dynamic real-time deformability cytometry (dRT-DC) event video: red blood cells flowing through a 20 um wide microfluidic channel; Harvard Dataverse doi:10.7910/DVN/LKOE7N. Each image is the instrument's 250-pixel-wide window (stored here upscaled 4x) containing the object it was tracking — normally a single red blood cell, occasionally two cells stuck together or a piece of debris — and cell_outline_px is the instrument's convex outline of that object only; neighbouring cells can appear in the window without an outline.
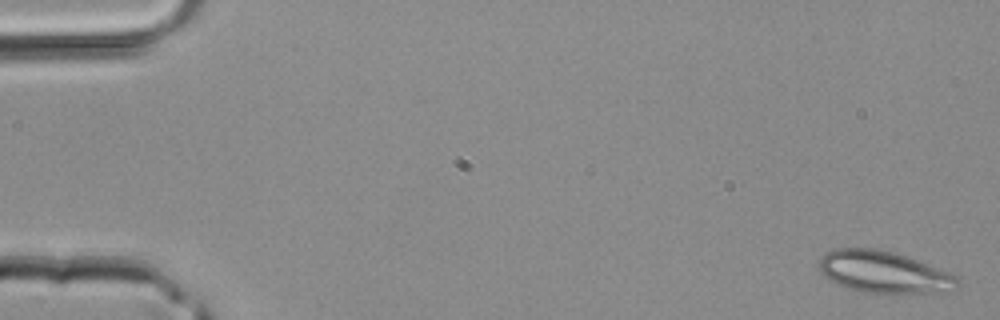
{"species": "common noctule bat (a hibernating species)", "species_latin": "Nyctalus noctula", "temperature_condition": "room temperature", "stored_images_in_passage": 42, "camera_frame_rate_fps": 3000, "um_per_image_px": 0.085, "animal": {"sex": "male", "body_mass_g": 20.4}, "frame": {"image": 1, "passage_image": 1, "time_ms": 0.0, "image_size_px": [1000, 320], "cell_outline_px": [[960, 284], [956, 288], [932, 296], [864, 292], [848, 288], [836, 284], [824, 276], [820, 272], [820, 256], [824, 252], [832, 248], [880, 248], [896, 252], [908, 256], [948, 272], [956, 276], [960, 280]], "centroid_in_image_um": [75.18, 23.15], "position_along_channel_um": 9.8, "area_um2": 34.97}}
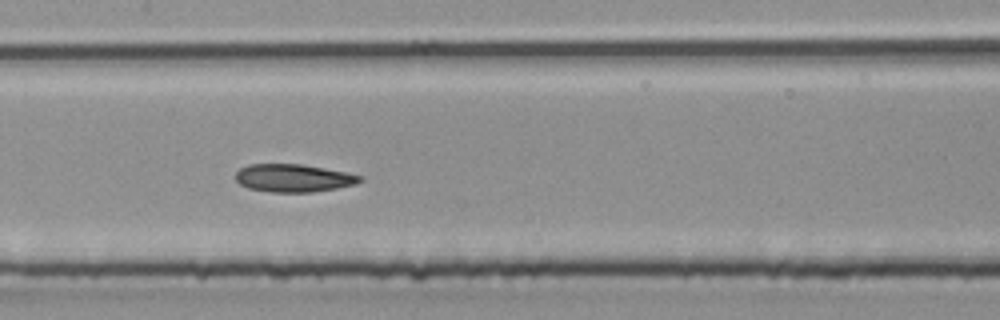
{"frame": {"image": 2, "passage_image": 21, "time_ms": 6.667, "image_size_px": [1000, 320], "cell_outline_px": [[364, 180], [356, 184], [336, 188], [312, 192], [272, 192], [248, 188], [240, 184], [236, 180], [236, 172], [240, 168], [248, 164], [300, 164], [348, 172], [364, 176]], "centroid_in_image_um": [24.98, 15.13], "position_along_channel_um": 182.4, "area_um2": 20.29}}
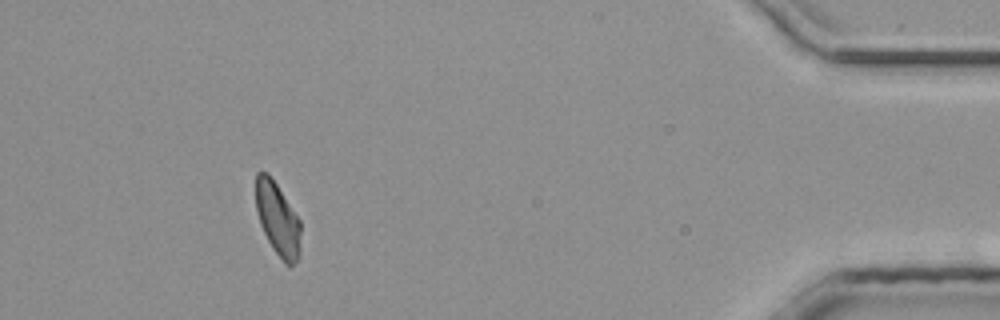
{"frame": {"image": 3, "passage_image": 39, "time_ms": 12.667, "image_size_px": [1000, 320], "cell_outline_px": [[300, 252], [292, 268], [288, 268], [284, 264], [272, 248], [260, 224], [256, 208], [256, 172], [268, 172], [300, 220]], "centroid_in_image_um": [23.61, 18.67], "position_along_channel_um": 411.6, "area_um2": 19.13}}